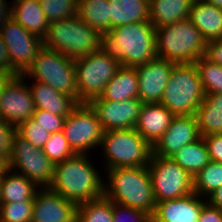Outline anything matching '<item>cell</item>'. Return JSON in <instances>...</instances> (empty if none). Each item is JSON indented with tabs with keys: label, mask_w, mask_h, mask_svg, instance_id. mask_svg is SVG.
<instances>
[{
	"label": "cell",
	"mask_w": 222,
	"mask_h": 222,
	"mask_svg": "<svg viewBox=\"0 0 222 222\" xmlns=\"http://www.w3.org/2000/svg\"><path fill=\"white\" fill-rule=\"evenodd\" d=\"M121 66L136 67L157 57L156 28L150 21L112 28L101 36V47Z\"/></svg>",
	"instance_id": "6da1fadb"
},
{
	"label": "cell",
	"mask_w": 222,
	"mask_h": 222,
	"mask_svg": "<svg viewBox=\"0 0 222 222\" xmlns=\"http://www.w3.org/2000/svg\"><path fill=\"white\" fill-rule=\"evenodd\" d=\"M88 154L74 156L55 164L49 188L65 199L79 204L104 196V180L88 160Z\"/></svg>",
	"instance_id": "7a4b0ae2"
},
{
	"label": "cell",
	"mask_w": 222,
	"mask_h": 222,
	"mask_svg": "<svg viewBox=\"0 0 222 222\" xmlns=\"http://www.w3.org/2000/svg\"><path fill=\"white\" fill-rule=\"evenodd\" d=\"M104 196L113 203L141 210L152 216L156 201L148 166L113 168L106 171Z\"/></svg>",
	"instance_id": "3957f363"
},
{
	"label": "cell",
	"mask_w": 222,
	"mask_h": 222,
	"mask_svg": "<svg viewBox=\"0 0 222 222\" xmlns=\"http://www.w3.org/2000/svg\"><path fill=\"white\" fill-rule=\"evenodd\" d=\"M207 42L187 18L156 28L157 57L175 64H190L206 54Z\"/></svg>",
	"instance_id": "277c9868"
},
{
	"label": "cell",
	"mask_w": 222,
	"mask_h": 222,
	"mask_svg": "<svg viewBox=\"0 0 222 222\" xmlns=\"http://www.w3.org/2000/svg\"><path fill=\"white\" fill-rule=\"evenodd\" d=\"M101 36L96 29L74 16L49 23L43 46L76 59L98 50Z\"/></svg>",
	"instance_id": "5b68a950"
},
{
	"label": "cell",
	"mask_w": 222,
	"mask_h": 222,
	"mask_svg": "<svg viewBox=\"0 0 222 222\" xmlns=\"http://www.w3.org/2000/svg\"><path fill=\"white\" fill-rule=\"evenodd\" d=\"M204 95L196 65L175 64L160 103L174 116L196 115Z\"/></svg>",
	"instance_id": "8992f818"
},
{
	"label": "cell",
	"mask_w": 222,
	"mask_h": 222,
	"mask_svg": "<svg viewBox=\"0 0 222 222\" xmlns=\"http://www.w3.org/2000/svg\"><path fill=\"white\" fill-rule=\"evenodd\" d=\"M105 169L148 166L153 147L133 129L104 131L101 140Z\"/></svg>",
	"instance_id": "52a82bcc"
},
{
	"label": "cell",
	"mask_w": 222,
	"mask_h": 222,
	"mask_svg": "<svg viewBox=\"0 0 222 222\" xmlns=\"http://www.w3.org/2000/svg\"><path fill=\"white\" fill-rule=\"evenodd\" d=\"M74 58L43 46L23 77L49 84L58 92L68 94L77 101Z\"/></svg>",
	"instance_id": "ba28073f"
},
{
	"label": "cell",
	"mask_w": 222,
	"mask_h": 222,
	"mask_svg": "<svg viewBox=\"0 0 222 222\" xmlns=\"http://www.w3.org/2000/svg\"><path fill=\"white\" fill-rule=\"evenodd\" d=\"M77 84V102L89 103L100 97L121 63L108 56L101 48L74 60Z\"/></svg>",
	"instance_id": "9c48e42d"
},
{
	"label": "cell",
	"mask_w": 222,
	"mask_h": 222,
	"mask_svg": "<svg viewBox=\"0 0 222 222\" xmlns=\"http://www.w3.org/2000/svg\"><path fill=\"white\" fill-rule=\"evenodd\" d=\"M156 202L183 198L193 192V177L171 158L152 154L148 164Z\"/></svg>",
	"instance_id": "30bf717a"
},
{
	"label": "cell",
	"mask_w": 222,
	"mask_h": 222,
	"mask_svg": "<svg viewBox=\"0 0 222 222\" xmlns=\"http://www.w3.org/2000/svg\"><path fill=\"white\" fill-rule=\"evenodd\" d=\"M5 165L11 171L20 169L15 173L25 176L39 188L49 187L53 180L55 164L42 149L35 147L18 133L13 138L11 156Z\"/></svg>",
	"instance_id": "8fae6325"
},
{
	"label": "cell",
	"mask_w": 222,
	"mask_h": 222,
	"mask_svg": "<svg viewBox=\"0 0 222 222\" xmlns=\"http://www.w3.org/2000/svg\"><path fill=\"white\" fill-rule=\"evenodd\" d=\"M62 132L75 154H86L101 146L104 131L91 106L79 103L66 117Z\"/></svg>",
	"instance_id": "7c38bea8"
},
{
	"label": "cell",
	"mask_w": 222,
	"mask_h": 222,
	"mask_svg": "<svg viewBox=\"0 0 222 222\" xmlns=\"http://www.w3.org/2000/svg\"><path fill=\"white\" fill-rule=\"evenodd\" d=\"M0 34L7 47L11 68L18 75L24 74L43 47V40L12 18L0 29Z\"/></svg>",
	"instance_id": "4fadbf2b"
},
{
	"label": "cell",
	"mask_w": 222,
	"mask_h": 222,
	"mask_svg": "<svg viewBox=\"0 0 222 222\" xmlns=\"http://www.w3.org/2000/svg\"><path fill=\"white\" fill-rule=\"evenodd\" d=\"M22 75L13 76L4 86L0 118L16 127L32 117L35 106L28 83Z\"/></svg>",
	"instance_id": "5bb4252c"
},
{
	"label": "cell",
	"mask_w": 222,
	"mask_h": 222,
	"mask_svg": "<svg viewBox=\"0 0 222 222\" xmlns=\"http://www.w3.org/2000/svg\"><path fill=\"white\" fill-rule=\"evenodd\" d=\"M95 111L103 131L133 129L143 102L140 99L104 100L101 96L88 103Z\"/></svg>",
	"instance_id": "9a60e30c"
},
{
	"label": "cell",
	"mask_w": 222,
	"mask_h": 222,
	"mask_svg": "<svg viewBox=\"0 0 222 222\" xmlns=\"http://www.w3.org/2000/svg\"><path fill=\"white\" fill-rule=\"evenodd\" d=\"M175 63L156 57L136 66L138 78V99L143 104L160 103Z\"/></svg>",
	"instance_id": "2e32d148"
},
{
	"label": "cell",
	"mask_w": 222,
	"mask_h": 222,
	"mask_svg": "<svg viewBox=\"0 0 222 222\" xmlns=\"http://www.w3.org/2000/svg\"><path fill=\"white\" fill-rule=\"evenodd\" d=\"M200 137L196 115L174 116L170 126L153 146V155L171 158L183 146Z\"/></svg>",
	"instance_id": "e0dca14e"
},
{
	"label": "cell",
	"mask_w": 222,
	"mask_h": 222,
	"mask_svg": "<svg viewBox=\"0 0 222 222\" xmlns=\"http://www.w3.org/2000/svg\"><path fill=\"white\" fill-rule=\"evenodd\" d=\"M40 190V191H39ZM77 205L49 187L38 189L31 222H76Z\"/></svg>",
	"instance_id": "ac0fdd59"
},
{
	"label": "cell",
	"mask_w": 222,
	"mask_h": 222,
	"mask_svg": "<svg viewBox=\"0 0 222 222\" xmlns=\"http://www.w3.org/2000/svg\"><path fill=\"white\" fill-rule=\"evenodd\" d=\"M207 203L195 193L183 198L156 202L152 222H198L202 207Z\"/></svg>",
	"instance_id": "d6986e66"
},
{
	"label": "cell",
	"mask_w": 222,
	"mask_h": 222,
	"mask_svg": "<svg viewBox=\"0 0 222 222\" xmlns=\"http://www.w3.org/2000/svg\"><path fill=\"white\" fill-rule=\"evenodd\" d=\"M173 117L161 103L143 104L134 128L153 147L170 126Z\"/></svg>",
	"instance_id": "ffe728a7"
},
{
	"label": "cell",
	"mask_w": 222,
	"mask_h": 222,
	"mask_svg": "<svg viewBox=\"0 0 222 222\" xmlns=\"http://www.w3.org/2000/svg\"><path fill=\"white\" fill-rule=\"evenodd\" d=\"M188 19L207 43L222 39V9L205 0H193Z\"/></svg>",
	"instance_id": "44dd1931"
},
{
	"label": "cell",
	"mask_w": 222,
	"mask_h": 222,
	"mask_svg": "<svg viewBox=\"0 0 222 222\" xmlns=\"http://www.w3.org/2000/svg\"><path fill=\"white\" fill-rule=\"evenodd\" d=\"M35 109L47 110L59 116H68L79 104L68 94L58 92L49 84L34 80L30 86Z\"/></svg>",
	"instance_id": "7402d4cb"
},
{
	"label": "cell",
	"mask_w": 222,
	"mask_h": 222,
	"mask_svg": "<svg viewBox=\"0 0 222 222\" xmlns=\"http://www.w3.org/2000/svg\"><path fill=\"white\" fill-rule=\"evenodd\" d=\"M11 4L12 19L43 40L48 33L49 22L39 0H13Z\"/></svg>",
	"instance_id": "603a6c76"
},
{
	"label": "cell",
	"mask_w": 222,
	"mask_h": 222,
	"mask_svg": "<svg viewBox=\"0 0 222 222\" xmlns=\"http://www.w3.org/2000/svg\"><path fill=\"white\" fill-rule=\"evenodd\" d=\"M38 189L34 182L7 168L0 175V203L34 201Z\"/></svg>",
	"instance_id": "cb8c5ba5"
},
{
	"label": "cell",
	"mask_w": 222,
	"mask_h": 222,
	"mask_svg": "<svg viewBox=\"0 0 222 222\" xmlns=\"http://www.w3.org/2000/svg\"><path fill=\"white\" fill-rule=\"evenodd\" d=\"M138 78L135 67L121 66L112 79L106 84L101 97L104 100L120 102L138 98Z\"/></svg>",
	"instance_id": "d4e9b609"
},
{
	"label": "cell",
	"mask_w": 222,
	"mask_h": 222,
	"mask_svg": "<svg viewBox=\"0 0 222 222\" xmlns=\"http://www.w3.org/2000/svg\"><path fill=\"white\" fill-rule=\"evenodd\" d=\"M110 30L114 27L149 21V0H108Z\"/></svg>",
	"instance_id": "484cf974"
},
{
	"label": "cell",
	"mask_w": 222,
	"mask_h": 222,
	"mask_svg": "<svg viewBox=\"0 0 222 222\" xmlns=\"http://www.w3.org/2000/svg\"><path fill=\"white\" fill-rule=\"evenodd\" d=\"M193 0H149V21L155 28L189 18Z\"/></svg>",
	"instance_id": "4316f807"
},
{
	"label": "cell",
	"mask_w": 222,
	"mask_h": 222,
	"mask_svg": "<svg viewBox=\"0 0 222 222\" xmlns=\"http://www.w3.org/2000/svg\"><path fill=\"white\" fill-rule=\"evenodd\" d=\"M196 118L200 135L222 134V94H205L197 108Z\"/></svg>",
	"instance_id": "83f0119b"
},
{
	"label": "cell",
	"mask_w": 222,
	"mask_h": 222,
	"mask_svg": "<svg viewBox=\"0 0 222 222\" xmlns=\"http://www.w3.org/2000/svg\"><path fill=\"white\" fill-rule=\"evenodd\" d=\"M171 159L193 178L211 161L202 136L198 140L183 146Z\"/></svg>",
	"instance_id": "f1b7e54d"
},
{
	"label": "cell",
	"mask_w": 222,
	"mask_h": 222,
	"mask_svg": "<svg viewBox=\"0 0 222 222\" xmlns=\"http://www.w3.org/2000/svg\"><path fill=\"white\" fill-rule=\"evenodd\" d=\"M77 16L101 35L110 31L108 0H78Z\"/></svg>",
	"instance_id": "f546056e"
},
{
	"label": "cell",
	"mask_w": 222,
	"mask_h": 222,
	"mask_svg": "<svg viewBox=\"0 0 222 222\" xmlns=\"http://www.w3.org/2000/svg\"><path fill=\"white\" fill-rule=\"evenodd\" d=\"M222 186V163L210 161L193 178V192L207 197Z\"/></svg>",
	"instance_id": "4dcf8cb0"
},
{
	"label": "cell",
	"mask_w": 222,
	"mask_h": 222,
	"mask_svg": "<svg viewBox=\"0 0 222 222\" xmlns=\"http://www.w3.org/2000/svg\"><path fill=\"white\" fill-rule=\"evenodd\" d=\"M76 222H113V202L103 196L79 204Z\"/></svg>",
	"instance_id": "1f68e13d"
},
{
	"label": "cell",
	"mask_w": 222,
	"mask_h": 222,
	"mask_svg": "<svg viewBox=\"0 0 222 222\" xmlns=\"http://www.w3.org/2000/svg\"><path fill=\"white\" fill-rule=\"evenodd\" d=\"M201 80L204 94H222V66L211 62L205 56L194 62Z\"/></svg>",
	"instance_id": "d6a6232c"
},
{
	"label": "cell",
	"mask_w": 222,
	"mask_h": 222,
	"mask_svg": "<svg viewBox=\"0 0 222 222\" xmlns=\"http://www.w3.org/2000/svg\"><path fill=\"white\" fill-rule=\"evenodd\" d=\"M49 23L77 16L78 0H39Z\"/></svg>",
	"instance_id": "836d02e7"
},
{
	"label": "cell",
	"mask_w": 222,
	"mask_h": 222,
	"mask_svg": "<svg viewBox=\"0 0 222 222\" xmlns=\"http://www.w3.org/2000/svg\"><path fill=\"white\" fill-rule=\"evenodd\" d=\"M42 150L54 164L75 155L62 131L51 133Z\"/></svg>",
	"instance_id": "e575fe53"
},
{
	"label": "cell",
	"mask_w": 222,
	"mask_h": 222,
	"mask_svg": "<svg viewBox=\"0 0 222 222\" xmlns=\"http://www.w3.org/2000/svg\"><path fill=\"white\" fill-rule=\"evenodd\" d=\"M33 202L0 203V222H31Z\"/></svg>",
	"instance_id": "d590c367"
},
{
	"label": "cell",
	"mask_w": 222,
	"mask_h": 222,
	"mask_svg": "<svg viewBox=\"0 0 222 222\" xmlns=\"http://www.w3.org/2000/svg\"><path fill=\"white\" fill-rule=\"evenodd\" d=\"M17 133L40 149L43 148L50 136V133L40 126L32 117L17 126Z\"/></svg>",
	"instance_id": "8d00e7d4"
},
{
	"label": "cell",
	"mask_w": 222,
	"mask_h": 222,
	"mask_svg": "<svg viewBox=\"0 0 222 222\" xmlns=\"http://www.w3.org/2000/svg\"><path fill=\"white\" fill-rule=\"evenodd\" d=\"M66 117L43 109H35L32 115V118L50 134L62 131Z\"/></svg>",
	"instance_id": "74e56055"
},
{
	"label": "cell",
	"mask_w": 222,
	"mask_h": 222,
	"mask_svg": "<svg viewBox=\"0 0 222 222\" xmlns=\"http://www.w3.org/2000/svg\"><path fill=\"white\" fill-rule=\"evenodd\" d=\"M17 133V127L0 118V160L7 163L11 156L13 138Z\"/></svg>",
	"instance_id": "f35d334b"
},
{
	"label": "cell",
	"mask_w": 222,
	"mask_h": 222,
	"mask_svg": "<svg viewBox=\"0 0 222 222\" xmlns=\"http://www.w3.org/2000/svg\"><path fill=\"white\" fill-rule=\"evenodd\" d=\"M129 221L151 222V216L141 210L113 203V222Z\"/></svg>",
	"instance_id": "ab89813d"
},
{
	"label": "cell",
	"mask_w": 222,
	"mask_h": 222,
	"mask_svg": "<svg viewBox=\"0 0 222 222\" xmlns=\"http://www.w3.org/2000/svg\"><path fill=\"white\" fill-rule=\"evenodd\" d=\"M210 159L222 163V134H209L203 136Z\"/></svg>",
	"instance_id": "60d3db41"
},
{
	"label": "cell",
	"mask_w": 222,
	"mask_h": 222,
	"mask_svg": "<svg viewBox=\"0 0 222 222\" xmlns=\"http://www.w3.org/2000/svg\"><path fill=\"white\" fill-rule=\"evenodd\" d=\"M205 57L222 66V39L207 43Z\"/></svg>",
	"instance_id": "b9f144b4"
},
{
	"label": "cell",
	"mask_w": 222,
	"mask_h": 222,
	"mask_svg": "<svg viewBox=\"0 0 222 222\" xmlns=\"http://www.w3.org/2000/svg\"><path fill=\"white\" fill-rule=\"evenodd\" d=\"M198 222H222V212L207 202L202 207Z\"/></svg>",
	"instance_id": "7bdbcfd3"
},
{
	"label": "cell",
	"mask_w": 222,
	"mask_h": 222,
	"mask_svg": "<svg viewBox=\"0 0 222 222\" xmlns=\"http://www.w3.org/2000/svg\"><path fill=\"white\" fill-rule=\"evenodd\" d=\"M0 73L17 76L18 74L11 68L7 47L0 34Z\"/></svg>",
	"instance_id": "ee69618b"
},
{
	"label": "cell",
	"mask_w": 222,
	"mask_h": 222,
	"mask_svg": "<svg viewBox=\"0 0 222 222\" xmlns=\"http://www.w3.org/2000/svg\"><path fill=\"white\" fill-rule=\"evenodd\" d=\"M6 0H0V29L12 18V5Z\"/></svg>",
	"instance_id": "f6af8a7d"
},
{
	"label": "cell",
	"mask_w": 222,
	"mask_h": 222,
	"mask_svg": "<svg viewBox=\"0 0 222 222\" xmlns=\"http://www.w3.org/2000/svg\"><path fill=\"white\" fill-rule=\"evenodd\" d=\"M207 202L211 206L222 210V186L216 189L211 195H209V197H207Z\"/></svg>",
	"instance_id": "bcb514c9"
},
{
	"label": "cell",
	"mask_w": 222,
	"mask_h": 222,
	"mask_svg": "<svg viewBox=\"0 0 222 222\" xmlns=\"http://www.w3.org/2000/svg\"><path fill=\"white\" fill-rule=\"evenodd\" d=\"M12 77H13V75L0 73V99H1V96H2V93L4 90V86Z\"/></svg>",
	"instance_id": "7dc6e473"
},
{
	"label": "cell",
	"mask_w": 222,
	"mask_h": 222,
	"mask_svg": "<svg viewBox=\"0 0 222 222\" xmlns=\"http://www.w3.org/2000/svg\"><path fill=\"white\" fill-rule=\"evenodd\" d=\"M205 1L218 7L219 9H222V0H205Z\"/></svg>",
	"instance_id": "c3c4849f"
},
{
	"label": "cell",
	"mask_w": 222,
	"mask_h": 222,
	"mask_svg": "<svg viewBox=\"0 0 222 222\" xmlns=\"http://www.w3.org/2000/svg\"><path fill=\"white\" fill-rule=\"evenodd\" d=\"M6 168V165L5 163H3L1 160H0V175L2 173V171Z\"/></svg>",
	"instance_id": "681fc988"
}]
</instances>
